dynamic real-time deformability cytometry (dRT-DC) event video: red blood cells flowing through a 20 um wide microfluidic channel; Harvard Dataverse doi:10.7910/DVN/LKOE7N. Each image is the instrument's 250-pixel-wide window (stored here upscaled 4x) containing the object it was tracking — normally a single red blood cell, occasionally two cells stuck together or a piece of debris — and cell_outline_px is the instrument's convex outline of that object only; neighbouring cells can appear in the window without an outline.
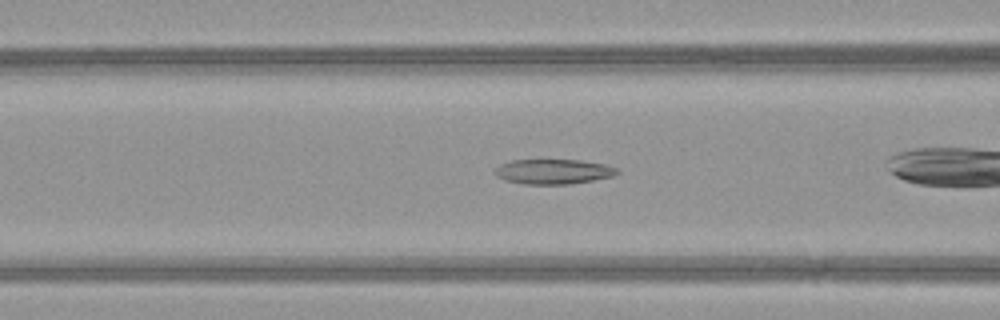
{"species": "common noctule bat (a hibernating species)", "species_latin": "Nyctalus noctula", "temperature_condition": "warm", "stored_images_in_passage": 39, "camera_frame_rate_fps": 3000, "um_per_image_px": 0.085, "animal": {"sex": "female", "body_mass_g": 21.9}, "frame": {"image": 1, "passage_image": 19, "time_ms": 6.0, "image_size_px": [1000, 320], "cell_outline_px": [[620, 172], [612, 176], [592, 180], [568, 184], [524, 184], [504, 180], [496, 176], [492, 172], [500, 164], [512, 160], [580, 160], [604, 164], [616, 168]], "centroid_in_image_um": [46.98, 14.58], "position_along_channel_um": 119.6, "area_um2": 17.69}}
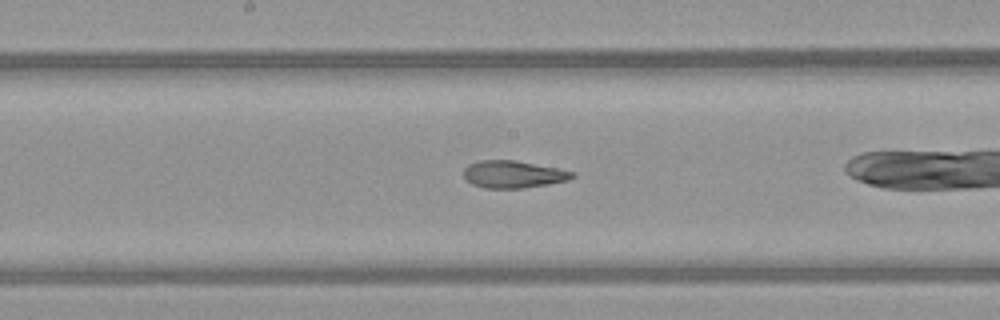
{"frame": {"image": 2, "passage_image": 25, "time_ms": 8.0, "image_size_px": [1000, 320], "cell_outline_px": [[576, 176], [568, 180], [548, 184], [524, 188], [484, 188], [472, 184], [464, 176], [464, 168], [468, 164], [480, 160], [516, 160], [576, 172]], "centroid_in_image_um": [43.63, 14.81], "position_along_channel_um": 204.6, "area_um2": 17.28}}
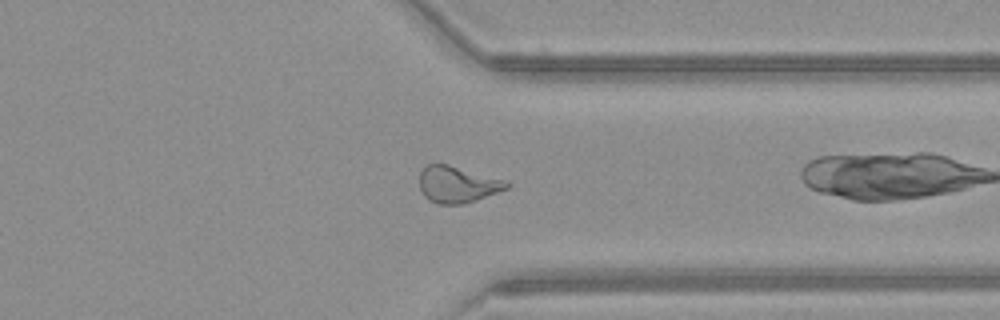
{"frame": {"image": 3, "passage_image": 37, "time_ms": 12.0, "image_size_px": [1000, 320], "cell_outline_px": [[512, 184], [508, 188], [476, 200], [464, 204], [436, 204], [428, 200], [424, 196], [420, 188], [420, 172], [424, 164], [448, 164], [508, 180]], "centroid_in_image_um": [38.89, 15.67], "position_along_channel_um": 372.5, "area_um2": 18.84}}